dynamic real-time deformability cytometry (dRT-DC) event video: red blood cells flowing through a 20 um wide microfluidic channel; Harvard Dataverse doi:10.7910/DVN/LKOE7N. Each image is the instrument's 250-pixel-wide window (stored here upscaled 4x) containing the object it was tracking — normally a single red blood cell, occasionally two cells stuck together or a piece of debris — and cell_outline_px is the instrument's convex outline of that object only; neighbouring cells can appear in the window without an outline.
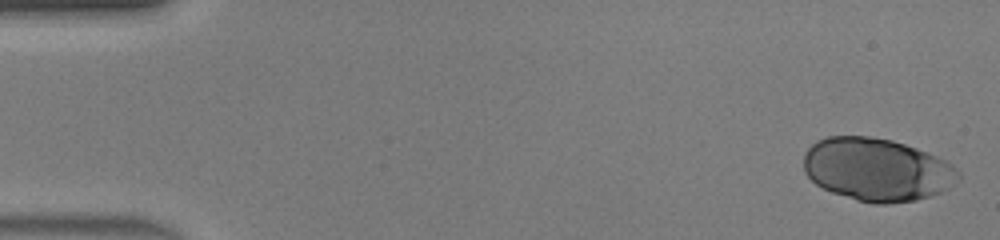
{"species": "human", "species_latin": "Homo sapiens", "temperature_condition": "warm", "stored_images_in_passage": 42, "camera_frame_rate_fps": 3000, "um_per_image_px": 0.085, "donor": {"sex": "male"}, "frame": {"image": 1, "passage_image": 1, "time_ms": 0.0, "image_size_px": [1000, 240], "cell_outline_px": [[960, 180], [948, 188], [932, 196], [916, 200], [888, 204], [872, 204], [856, 200], [832, 192], [816, 184], [804, 172], [804, 152], [816, 140], [828, 136], [872, 136], [892, 140], [916, 148], [936, 156], [952, 164], [960, 172]], "centroid_in_image_um": [74.54, 14.42], "position_along_channel_um": 10.5, "area_um2": 57.05}}
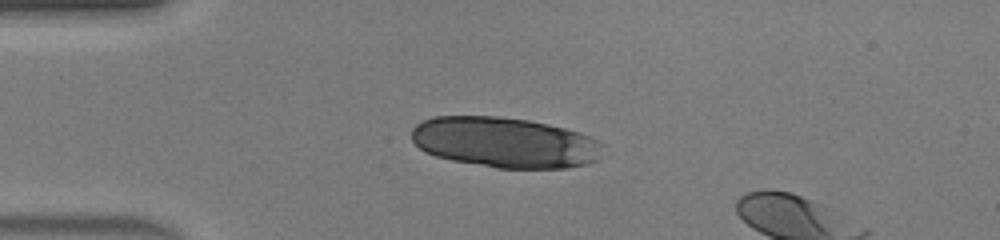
{"frame": {"image": 2, "passage_image": 11, "time_ms": 3.333, "image_size_px": [1000, 240], "cell_outline_px": [[604, 144], [596, 160], [588, 164], [568, 168], [496, 168], [452, 160], [436, 156], [424, 152], [412, 140], [412, 128], [420, 120], [432, 116], [496, 116], [528, 120], [548, 124], [580, 132]], "centroid_in_image_um": [42.88, 12.1], "position_along_channel_um": 42.1, "area_um2": 56.47}}